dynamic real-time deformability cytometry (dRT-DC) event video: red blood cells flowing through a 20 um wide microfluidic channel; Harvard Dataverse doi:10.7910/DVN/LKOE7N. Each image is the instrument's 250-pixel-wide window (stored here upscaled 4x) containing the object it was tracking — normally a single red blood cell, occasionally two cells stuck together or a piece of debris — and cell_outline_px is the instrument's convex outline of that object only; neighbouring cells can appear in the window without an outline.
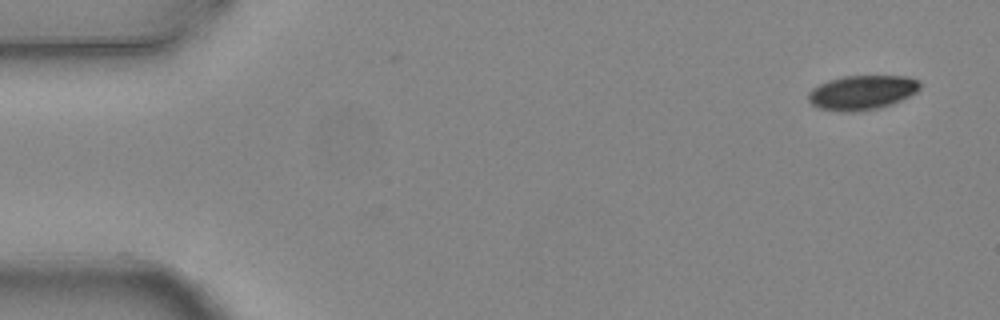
{"species": "common noctule bat (a hibernating species)", "species_latin": "Nyctalus noctula", "temperature_condition": "warm", "stored_images_in_passage": 5, "camera_frame_rate_fps": 3000, "um_per_image_px": 0.085, "animal": {"sex": "female", "body_mass_g": 24.6, "forearm_length_mm": 56.2}, "frame": {"image": 1, "passage_image": 1, "time_ms": 0.0, "image_size_px": [1000, 320], "cell_outline_px": [[920, 88], [916, 92], [892, 104], [876, 108], [852, 112], [840, 112], [820, 108], [812, 104], [808, 100], [808, 92], [812, 88], [828, 80], [844, 76], [908, 76], [920, 80]], "centroid_in_image_um": [73.26, 7.85], "position_along_channel_um": 11.7, "area_um2": 22.37}}
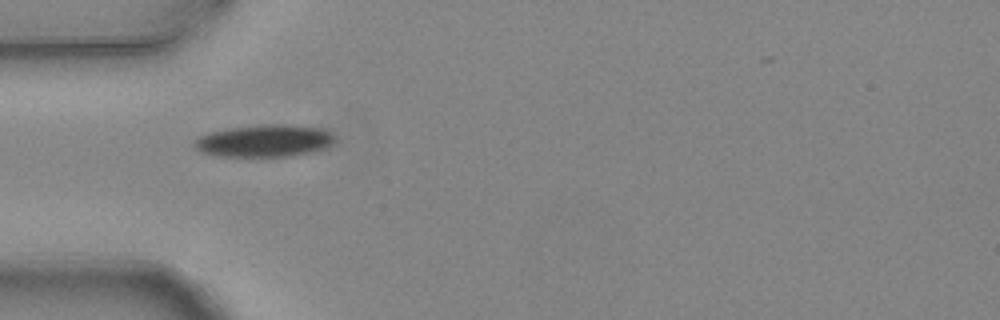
{"frame": {"image": 2, "passage_image": 4, "time_ms": 1.0, "image_size_px": [1000, 320], "cell_outline_px": [[336, 140], [332, 144], [324, 148], [312, 152], [292, 156], [212, 156], [200, 152], [192, 144], [200, 136], [208, 132], [228, 128], [260, 124], [292, 124], [324, 128], [336, 136]], "centroid_in_image_um": [22.5, 11.96], "position_along_channel_um": 62.5, "area_um2": 26.88}}
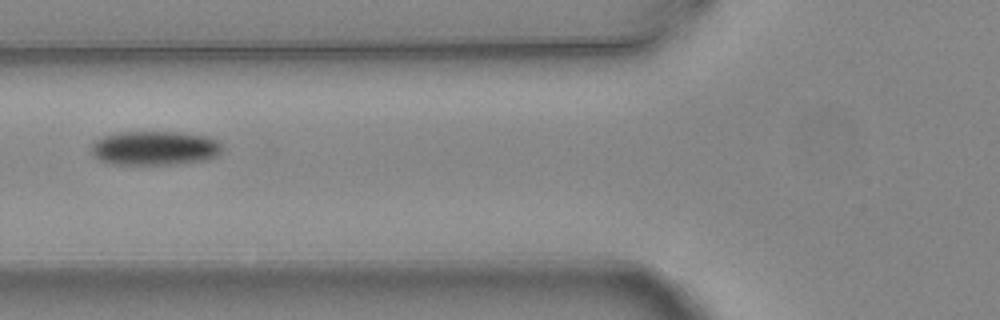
{"frame": {"image": 3, "passage_image": 5, "time_ms": 1.333, "image_size_px": [1000, 320], "cell_outline_px": [[224, 152], [208, 160], [176, 164], [104, 164], [92, 156], [92, 144], [96, 140], [104, 136], [120, 132], [180, 132], [208, 136], [220, 140], [224, 148]], "centroid_in_image_um": [13.21, 12.6], "position_along_channel_um": 112.6, "area_um2": 26.65}}